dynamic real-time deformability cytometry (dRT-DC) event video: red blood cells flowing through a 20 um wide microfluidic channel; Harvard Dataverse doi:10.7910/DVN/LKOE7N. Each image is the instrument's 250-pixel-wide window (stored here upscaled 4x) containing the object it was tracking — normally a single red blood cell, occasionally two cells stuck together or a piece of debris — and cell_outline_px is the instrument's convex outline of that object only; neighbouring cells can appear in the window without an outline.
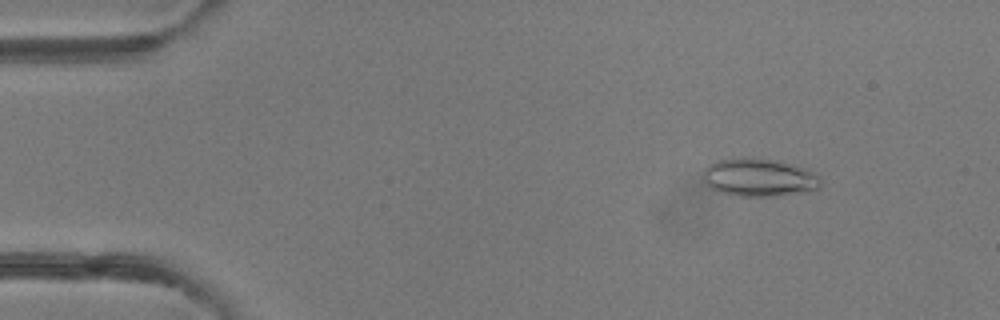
{"species": "common noctule bat (a hibernating species)", "species_latin": "Nyctalus noctula", "temperature_condition": "room temperature", "stored_images_in_passage": 48, "camera_frame_rate_fps": 3000, "um_per_image_px": 0.085, "animal": {"sex": "female"}, "frame": {"image": 1, "passage_image": 6, "time_ms": 1.667, "image_size_px": [1000, 320], "cell_outline_px": [[820, 188], [804, 192], [780, 196], [740, 196], [720, 192], [708, 188], [704, 184], [700, 176], [704, 168], [708, 164], [716, 160], [748, 156], [772, 160], [804, 168], [816, 172], [820, 176]], "centroid_in_image_um": [64.45, 15.08], "position_along_channel_um": 20.6, "area_um2": 26.59}}
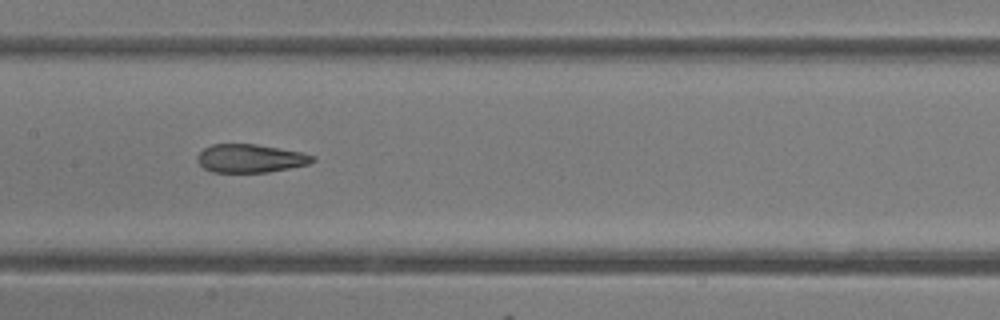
{"frame": {"image": 2, "passage_image": 24, "time_ms": 7.667, "image_size_px": [1000, 320], "cell_outline_px": [[316, 160], [308, 164], [268, 172], [212, 172], [204, 168], [196, 160], [196, 156], [204, 148], [212, 144], [256, 144], [300, 152], [316, 156]], "centroid_in_image_um": [21.26, 13.46], "position_along_channel_um": 186.1, "area_um2": 18.96}}
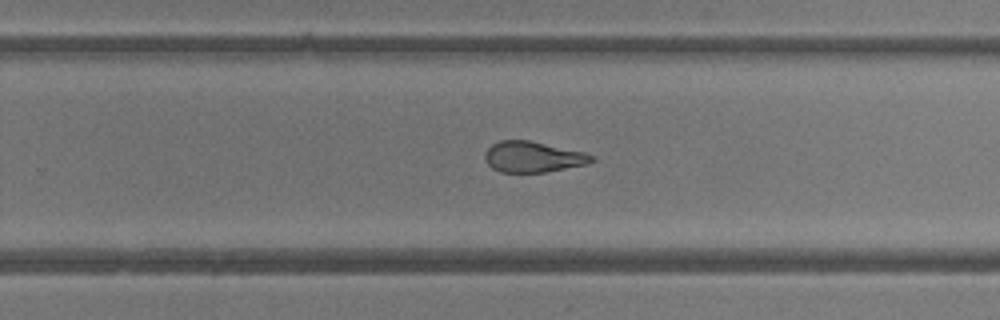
{"frame": {"image": 3, "passage_image": 31, "time_ms": 10.0, "image_size_px": [1000, 320], "cell_outline_px": [[596, 160], [588, 164], [544, 172], [500, 172], [492, 168], [484, 160], [484, 152], [492, 144], [500, 140], [528, 140], [584, 152], [596, 156]], "centroid_in_image_um": [45.3, 13.33], "position_along_channel_um": 284.5, "area_um2": 19.25}, "authors_computed_cell_mechanics": {"area_um2": 22.2819, "velocity_mm_per_s": 4.2365, "shape_relaxation_time_tau1_ms": null, "shape_relaxation_time_tau2_ms": 1.8491, "deformation_change_tau1": null, "deformation_change_tau2": 0.0952}}